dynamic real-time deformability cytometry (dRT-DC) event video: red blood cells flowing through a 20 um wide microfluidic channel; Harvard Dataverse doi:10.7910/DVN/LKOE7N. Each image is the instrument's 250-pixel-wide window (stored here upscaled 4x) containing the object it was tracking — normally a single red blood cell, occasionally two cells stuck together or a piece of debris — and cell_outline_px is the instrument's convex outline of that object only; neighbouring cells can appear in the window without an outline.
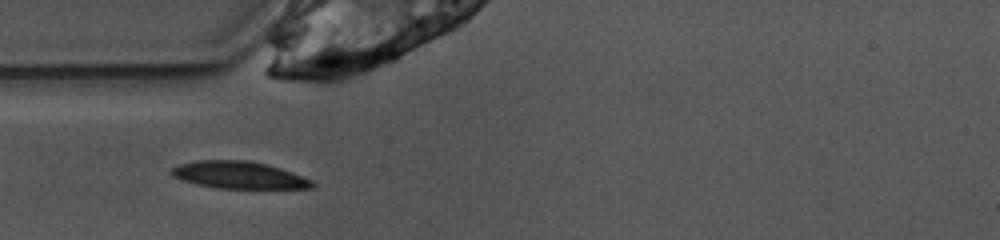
{"species": "common noctule bat (a hibernating species)", "species_latin": "Nyctalus noctula", "temperature_condition": "warm", "stored_images_in_passage": 22, "camera_frame_rate_fps": 3000, "um_per_image_px": 0.085, "animal": {"sex": "female", "body_mass_g": 10.0, "forearm_length_mm": 53.1}, "frame": {"image": 1, "passage_image": 4, "time_ms": 1.0, "image_size_px": [1000, 240], "cell_outline_px": [[316, 184], [312, 188], [216, 188], [196, 184], [180, 180], [172, 176], [168, 172], [172, 168], [180, 164], [196, 160], [248, 160], [268, 164], [292, 172], [312, 180]], "centroid_in_image_um": [20.27, 14.87], "position_along_channel_um": 64.7, "area_um2": 22.43}}
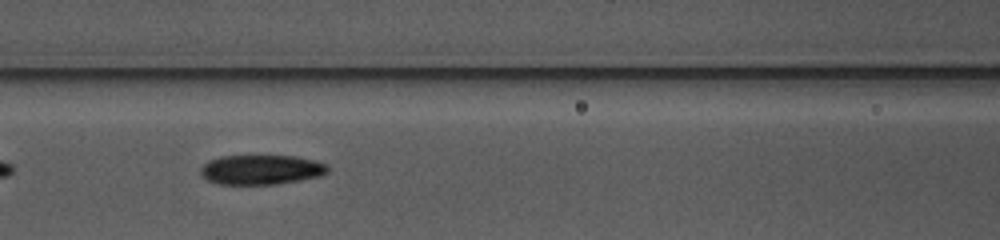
{"frame": {"image": 2, "passage_image": 10, "time_ms": 3.0, "image_size_px": [1000, 240], "cell_outline_px": [[328, 172], [320, 176], [300, 180], [276, 184], [216, 184], [200, 176], [200, 168], [208, 160], [220, 156], [296, 156], [328, 164]], "centroid_in_image_um": [22.17, 14.42], "position_along_channel_um": 144.4, "area_um2": 22.08}}
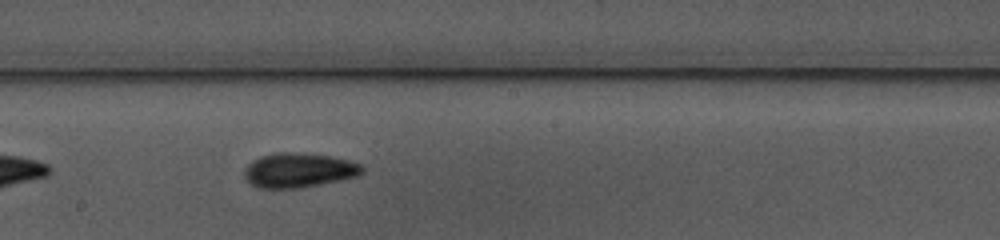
{"frame": {"image": 3, "passage_image": 16, "time_ms": 5.0, "image_size_px": [1000, 240], "cell_outline_px": [[364, 172], [356, 176], [296, 188], [256, 188], [244, 176], [244, 168], [252, 160], [260, 156], [276, 152], [292, 152], [328, 156], [348, 160], [360, 164], [364, 168]], "centroid_in_image_um": [25.34, 14.46], "position_along_channel_um": 222.9, "area_um2": 23.35}}